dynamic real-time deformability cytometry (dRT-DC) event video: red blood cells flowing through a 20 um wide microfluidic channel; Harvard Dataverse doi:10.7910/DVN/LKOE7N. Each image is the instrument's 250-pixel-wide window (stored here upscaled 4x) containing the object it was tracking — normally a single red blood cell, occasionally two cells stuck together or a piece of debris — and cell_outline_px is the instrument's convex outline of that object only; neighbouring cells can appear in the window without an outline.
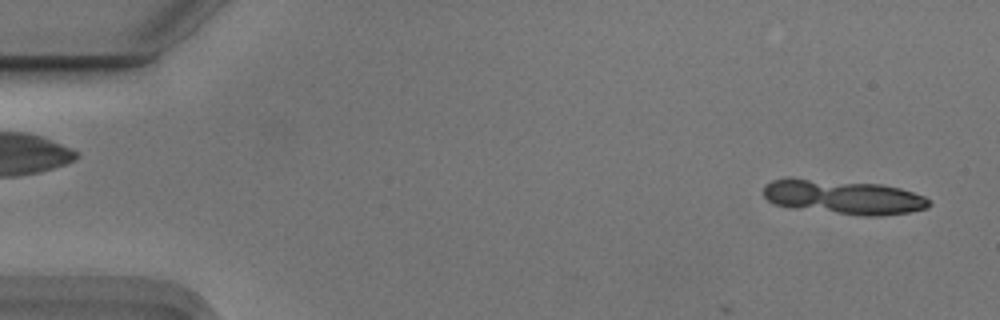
{"species": "Egyptian fruit bat (a non-hibernating species)", "species_latin": "Rousettus aegyptiacus", "temperature_condition": "cold", "stored_images_in_passage": 7, "camera_frame_rate_fps": 3000, "um_per_image_px": 0.085, "animal": {"sex": "male"}, "frame": {"image": 1, "passage_image": 2, "time_ms": 0.333, "image_size_px": [1000, 320], "cell_outline_px": [[932, 204], [928, 208], [908, 212], [880, 216], [864, 216], [792, 208], [776, 204], [768, 200], [764, 196], [764, 184], [772, 180], [788, 176], [880, 184], [900, 188], [924, 196]], "centroid_in_image_um": [71.64, 16.72], "position_along_channel_um": 13.4, "area_um2": 33.58}}